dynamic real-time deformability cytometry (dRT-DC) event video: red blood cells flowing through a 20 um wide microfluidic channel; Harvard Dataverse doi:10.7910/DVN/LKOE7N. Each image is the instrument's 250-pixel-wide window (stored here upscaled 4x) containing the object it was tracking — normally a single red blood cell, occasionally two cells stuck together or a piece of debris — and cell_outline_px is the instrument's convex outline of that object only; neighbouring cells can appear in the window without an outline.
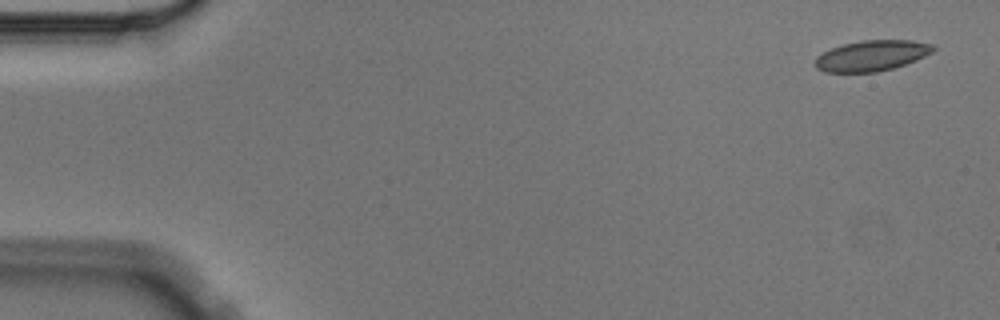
{"species": "Egyptian fruit bat (a non-hibernating species)", "species_latin": "Rousettus aegyptiacus", "temperature_condition": "cold", "stored_images_in_passage": 3, "camera_frame_rate_fps": 3000, "um_per_image_px": 0.085, "animal": {"sex": "male"}, "frame": {"image": 1, "passage_image": 1, "time_ms": 0.0, "image_size_px": [1000, 320], "cell_outline_px": [[936, 48], [932, 52], [916, 60], [892, 68], [876, 72], [824, 72], [816, 68], [812, 64], [816, 56], [832, 48], [844, 44], [860, 40], [912, 40], [932, 44]], "centroid_in_image_um": [74.06, 4.73], "position_along_channel_um": 10.9, "area_um2": 21.1}}